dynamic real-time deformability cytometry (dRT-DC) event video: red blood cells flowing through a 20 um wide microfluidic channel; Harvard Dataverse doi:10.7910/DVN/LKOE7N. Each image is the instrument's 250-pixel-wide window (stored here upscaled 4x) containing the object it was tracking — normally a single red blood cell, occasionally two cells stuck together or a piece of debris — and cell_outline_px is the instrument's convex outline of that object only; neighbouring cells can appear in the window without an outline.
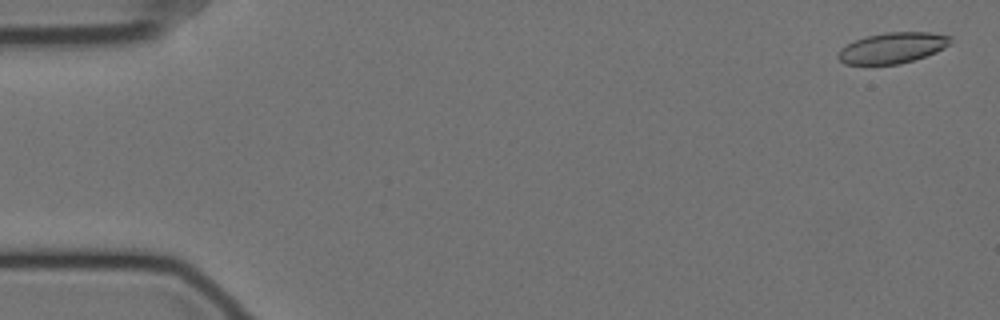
{"species": "Egyptian fruit bat (a non-hibernating species)", "species_latin": "Rousettus aegyptiacus", "temperature_condition": "cold", "stored_images_in_passage": 58, "camera_frame_rate_fps": 3000, "um_per_image_px": 0.085, "animal": {"sex": "female"}, "frame": {"image": 1, "passage_image": 2, "time_ms": 0.333, "image_size_px": [1000, 320], "cell_outline_px": [[952, 40], [944, 48], [936, 52], [900, 64], [844, 64], [836, 56], [840, 48], [856, 40], [868, 36], [884, 32], [932, 32], [952, 36]], "centroid_in_image_um": [75.86, 4.06], "position_along_channel_um": 9.1, "area_um2": 20.06}}
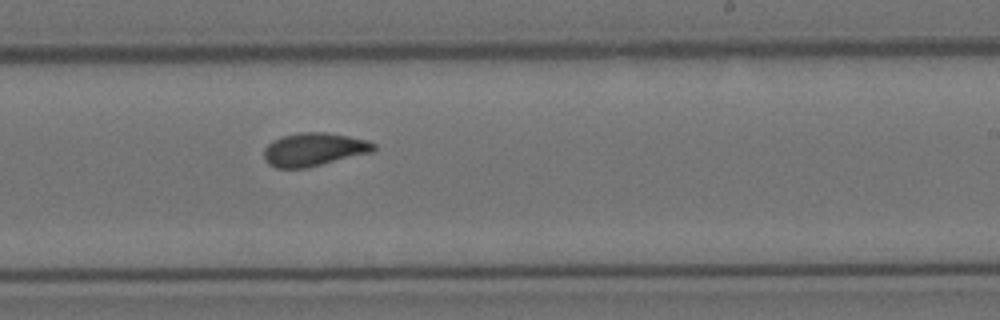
{"frame": {"image": 2, "passage_image": 35, "time_ms": 11.333, "image_size_px": [1000, 320], "cell_outline_px": [[376, 148], [372, 152], [308, 168], [276, 168], [268, 164], [264, 160], [264, 148], [272, 140], [284, 136], [300, 132], [324, 132], [348, 136], [368, 140], [376, 144]], "centroid_in_image_um": [26.68, 12.71], "position_along_channel_um": 262.3, "area_um2": 21.39}}
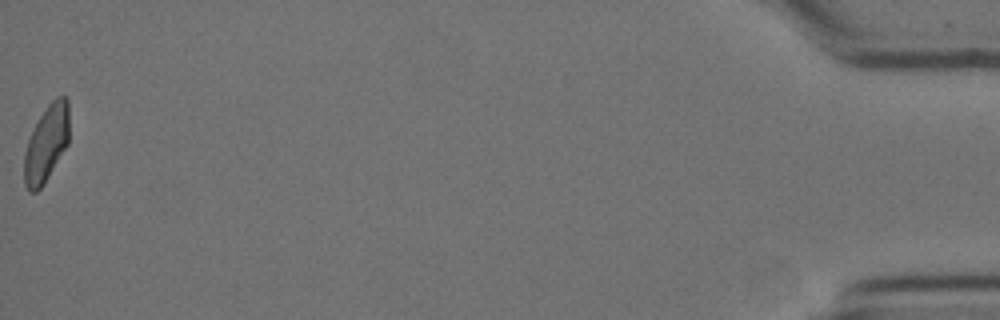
{"frame": {"image": 3, "passage_image": 58, "time_ms": 19.0, "image_size_px": [1000, 320], "cell_outline_px": [[68, 144], [44, 184], [36, 192], [28, 192], [24, 184], [24, 152], [28, 140], [40, 116], [48, 104], [56, 96], [64, 96], [68, 100]], "centroid_in_image_um": [3.93, 12.23], "position_along_channel_um": 431.3, "area_um2": 20.0}, "authors_computed_cell_mechanics": {"area_um2": 20.8369, "velocity_mm_per_s": 3.5086, "shape_relaxation_time_tau1_ms": null, "shape_relaxation_time_tau2_ms": 1.6027, "deformation_change_tau1": null, "deformation_change_tau2": 0.0612}}